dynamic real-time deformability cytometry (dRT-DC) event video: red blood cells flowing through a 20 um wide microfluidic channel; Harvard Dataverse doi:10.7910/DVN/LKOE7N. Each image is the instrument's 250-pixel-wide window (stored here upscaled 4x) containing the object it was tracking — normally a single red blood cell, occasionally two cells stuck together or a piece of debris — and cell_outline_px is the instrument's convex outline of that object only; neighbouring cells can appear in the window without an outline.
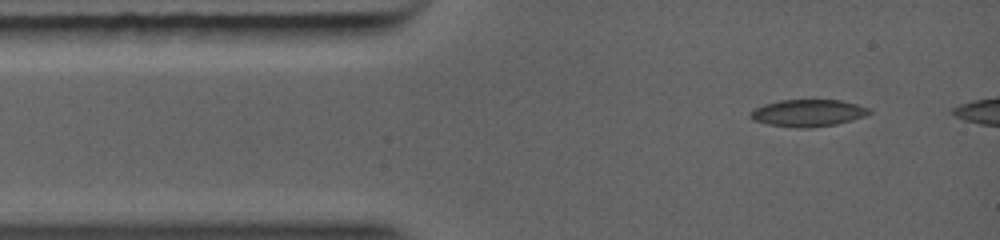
{"species": "common noctule bat (a hibernating species)", "species_latin": "Nyctalus noctula", "temperature_condition": "warm", "stored_images_in_passage": 3, "camera_frame_rate_fps": 5000, "um_per_image_px": 0.085, "animal": {"sex": "female", "body_mass_g": 19.0, "forearm_length_mm": 56.7}, "frame": {"image": 1, "passage_image": 1, "time_ms": 0.0, "image_size_px": [1000, 240], "cell_outline_px": [[872, 112], [864, 116], [852, 120], [836, 124], [808, 128], [796, 128], [768, 124], [752, 120], [748, 116], [748, 112], [764, 104], [780, 100], [840, 100], [856, 104], [868, 108]], "centroid_in_image_um": [68.63, 9.61], "position_along_channel_um": 16.4, "area_um2": 18.73}}